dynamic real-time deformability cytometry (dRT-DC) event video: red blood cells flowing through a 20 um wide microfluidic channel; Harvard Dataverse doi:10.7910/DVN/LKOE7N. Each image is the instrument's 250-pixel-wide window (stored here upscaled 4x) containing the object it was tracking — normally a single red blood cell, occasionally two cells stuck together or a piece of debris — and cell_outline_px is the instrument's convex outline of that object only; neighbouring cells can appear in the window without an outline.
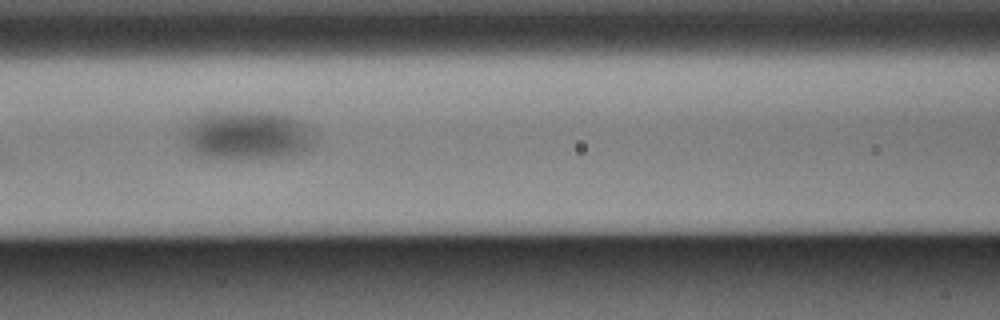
{"species": "Egyptian fruit bat (a non-hibernating species)", "species_latin": "Rousettus aegyptiacus", "temperature_condition": "warm", "stored_images_in_passage": 7, "camera_frame_rate_fps": 3000, "um_per_image_px": 0.085, "animal": {"sex": "male"}, "frame": {"image": 1, "passage_image": 6, "time_ms": 1.667, "image_size_px": [1000, 320], "cell_outline_px": [[312, 148], [304, 152], [292, 156], [244, 160], [240, 160], [204, 156], [196, 152], [184, 140], [184, 132], [188, 120], [200, 112], [268, 112], [288, 116], [300, 120], [312, 140]], "centroid_in_image_um": [20.95, 11.51], "position_along_channel_um": 145.7, "area_um2": 37.4}}
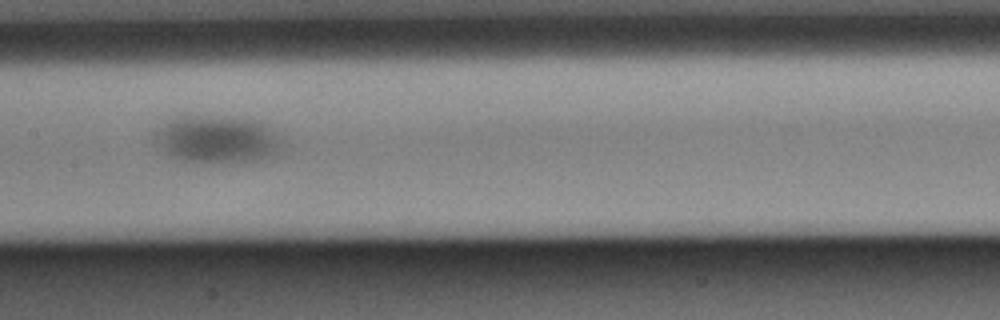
{"frame": {"image": 2, "passage_image": 7, "time_ms": 2.0, "image_size_px": [1000, 320], "cell_outline_px": [[284, 148], [276, 156], [256, 160], [184, 160], [172, 156], [164, 148], [156, 136], [156, 132], [168, 120], [176, 116], [188, 112], [228, 116], [256, 120], [264, 124], [280, 140]], "centroid_in_image_um": [18.5, 11.74], "position_along_channel_um": 188.9, "area_um2": 34.62}}